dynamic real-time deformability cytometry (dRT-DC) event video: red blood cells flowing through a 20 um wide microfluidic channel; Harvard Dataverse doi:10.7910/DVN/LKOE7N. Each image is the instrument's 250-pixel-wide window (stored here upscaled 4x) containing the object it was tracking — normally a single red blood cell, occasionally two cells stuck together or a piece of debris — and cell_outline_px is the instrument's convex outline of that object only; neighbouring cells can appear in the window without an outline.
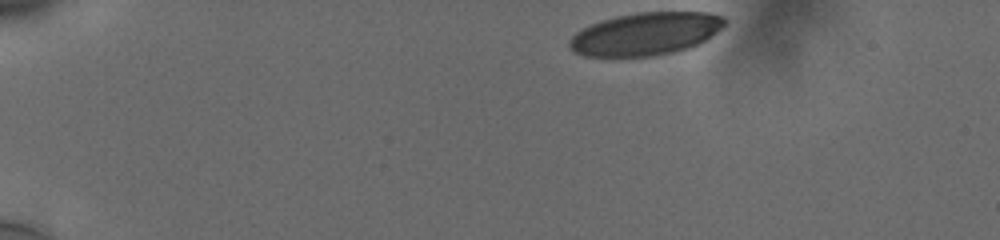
{"species": "human", "species_latin": "Homo sapiens", "temperature_condition": "cold", "stored_images_in_passage": 41, "camera_frame_rate_fps": 3000, "um_per_image_px": 0.085, "donor": {"sex": "male"}, "frame": {"image": 1, "passage_image": 1, "time_ms": 0.0, "image_size_px": [1000, 240], "cell_outline_px": [[728, 20], [716, 32], [704, 40], [688, 48], [672, 52], [652, 56], [584, 56], [572, 52], [568, 48], [568, 40], [576, 32], [600, 20], [616, 16], [636, 12], [708, 12], [724, 16]], "centroid_in_image_um": [54.84, 2.87], "position_along_channel_um": 30.2, "area_um2": 38.61}}
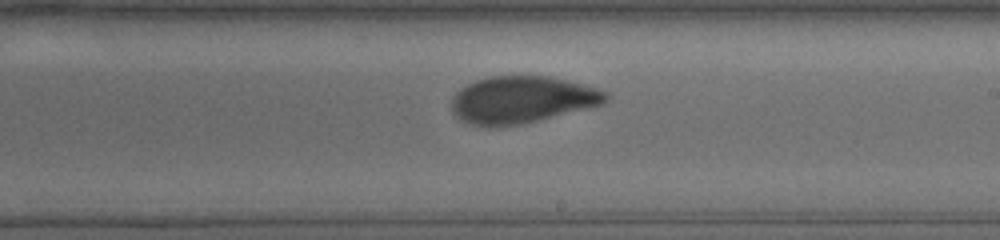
{"frame": {"image": 2, "passage_image": 26, "time_ms": 8.333, "image_size_px": [1000, 240], "cell_outline_px": [[608, 100], [604, 104], [588, 108], [520, 124], [496, 128], [488, 128], [472, 124], [460, 120], [452, 112], [452, 96], [460, 88], [476, 80], [488, 76], [548, 76], [596, 88], [608, 92]], "centroid_in_image_um": [44.32, 8.49], "position_along_channel_um": 244.7, "area_um2": 42.31}}
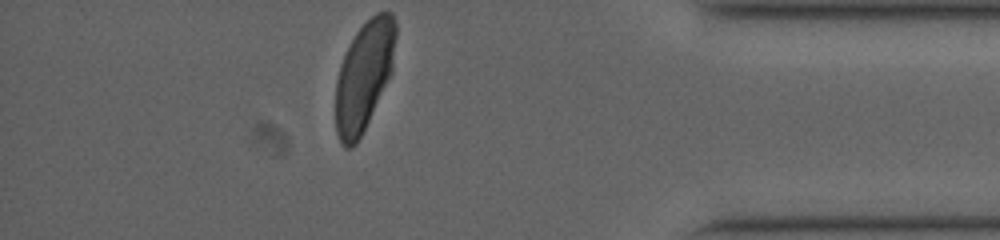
{"frame": {"image": 3, "passage_image": 41, "time_ms": 13.333, "image_size_px": [1000, 240], "cell_outline_px": [[396, 36], [392, 72], [356, 144], [348, 148], [344, 148], [340, 144], [336, 132], [336, 80], [340, 64], [356, 32], [376, 12], [392, 12], [396, 20]], "centroid_in_image_um": [30.94, 6.43], "position_along_channel_um": 404.3, "area_um2": 37.92}, "authors_computed_cell_mechanics": {"area_um2": 41.9628, "velocity_mm_per_s": 3.7404, "shape_relaxation_time_tau1_ms": 5.1246, "shape_relaxation_time_tau2_ms": 0.868, "deformation_change_tau1": 0.1718, "deformation_change_tau2": 0.0533}}